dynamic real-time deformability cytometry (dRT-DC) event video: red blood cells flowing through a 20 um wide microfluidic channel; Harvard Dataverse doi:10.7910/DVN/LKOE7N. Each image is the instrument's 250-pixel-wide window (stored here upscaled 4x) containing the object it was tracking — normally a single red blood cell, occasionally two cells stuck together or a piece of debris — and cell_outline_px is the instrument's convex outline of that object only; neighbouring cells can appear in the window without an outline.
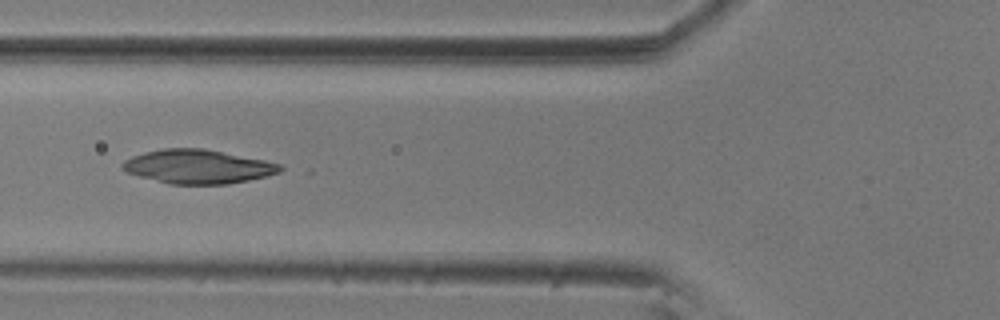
{"species": "common noctule bat (a hibernating species)", "species_latin": "Nyctalus noctula", "temperature_condition": "room temperature", "stored_images_in_passage": 12, "camera_frame_rate_fps": 3000, "um_per_image_px": 0.085, "animal": {"sex": "male", "body_mass_g": 20.5, "forearm_length_mm": 52.5}, "frame": {"image": 1, "passage_image": 5, "time_ms": 1.333, "image_size_px": [1000, 320], "cell_outline_px": [[284, 168], [280, 172], [268, 176], [228, 184], [168, 184], [140, 176], [128, 172], [120, 168], [120, 164], [124, 160], [132, 156], [144, 152], [164, 148], [204, 148], [264, 160], [280, 164]], "centroid_in_image_um": [16.81, 14.16], "position_along_channel_um": 109.0, "area_um2": 31.21}}
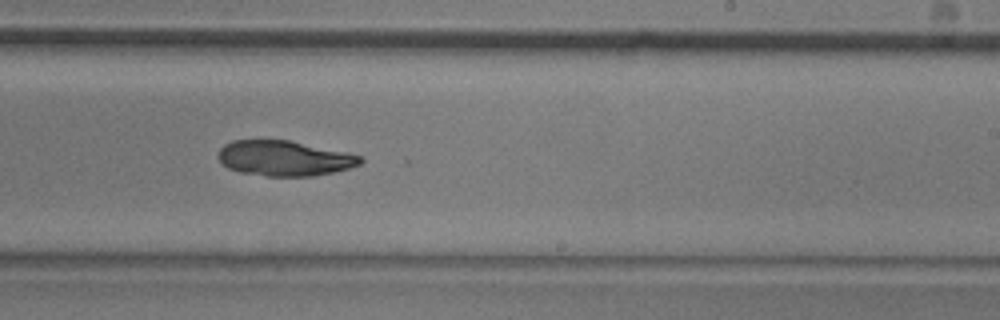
{"frame": {"image": 2, "passage_image": 9, "time_ms": 2.667, "image_size_px": [1000, 320], "cell_outline_px": [[364, 160], [360, 164], [348, 168], [332, 172], [312, 176], [268, 176], [240, 172], [228, 168], [216, 156], [220, 148], [224, 144], [232, 140], [288, 140], [348, 152], [360, 156]], "centroid_in_image_um": [24.15, 13.44], "position_along_channel_um": 264.8, "area_um2": 29.13}}
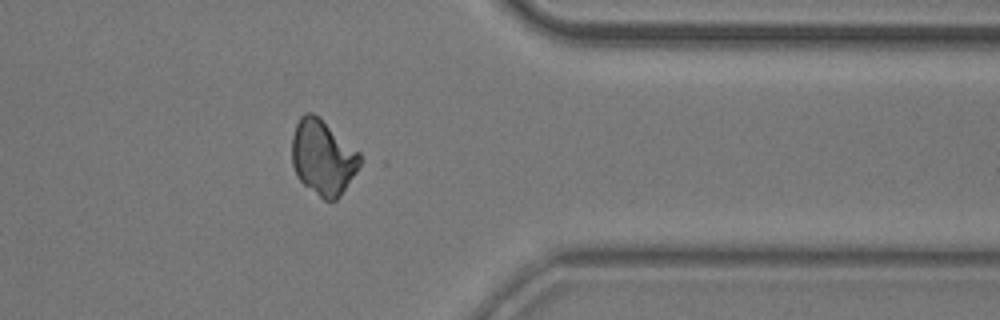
{"frame": {"image": 3, "passage_image": 12, "time_ms": 3.667, "image_size_px": [1000, 320], "cell_outline_px": [[360, 164], [356, 172], [340, 196], [336, 200], [324, 200], [304, 184], [296, 176], [292, 164], [292, 136], [296, 124], [300, 116], [304, 112], [312, 112], [320, 116], [360, 152]], "centroid_in_image_um": [27.44, 13.34], "position_along_channel_um": 384.0, "area_um2": 29.94}}